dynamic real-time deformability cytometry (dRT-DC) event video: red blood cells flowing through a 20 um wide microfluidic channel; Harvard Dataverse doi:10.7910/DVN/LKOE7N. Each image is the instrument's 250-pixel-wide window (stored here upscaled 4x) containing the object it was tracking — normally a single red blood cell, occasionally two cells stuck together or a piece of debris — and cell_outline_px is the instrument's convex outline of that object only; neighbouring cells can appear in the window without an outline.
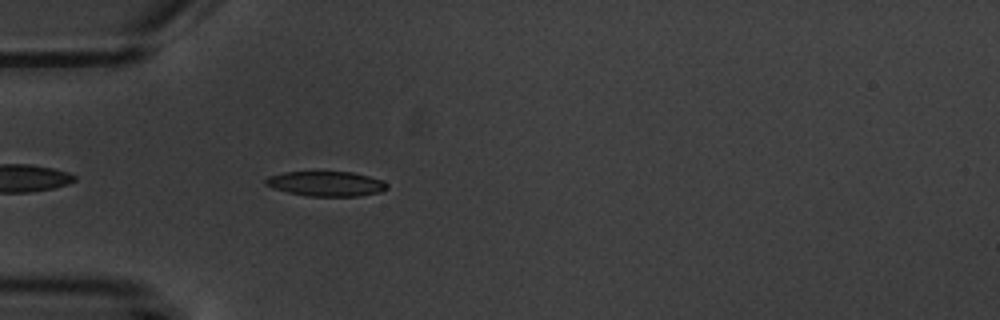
{"species": "common noctule bat (a hibernating species)", "species_latin": "Nyctalus noctula", "temperature_condition": "warm", "stored_images_in_passage": 3, "camera_frame_rate_fps": 3000, "um_per_image_px": 0.085, "animal": {"sex": "male", "body_mass_g": 20.1, "forearm_length_mm": 53.5}, "frame": {"image": 1, "passage_image": 3, "time_ms": 2.333, "image_size_px": [1000, 320], "cell_outline_px": [[388, 188], [380, 192], [360, 196], [308, 196], [288, 192], [272, 188], [264, 184], [264, 180], [268, 176], [284, 172], [352, 172], [368, 176], [380, 180], [388, 184]], "centroid_in_image_um": [27.69, 15.62], "position_along_channel_um": 57.3, "area_um2": 17.57}}